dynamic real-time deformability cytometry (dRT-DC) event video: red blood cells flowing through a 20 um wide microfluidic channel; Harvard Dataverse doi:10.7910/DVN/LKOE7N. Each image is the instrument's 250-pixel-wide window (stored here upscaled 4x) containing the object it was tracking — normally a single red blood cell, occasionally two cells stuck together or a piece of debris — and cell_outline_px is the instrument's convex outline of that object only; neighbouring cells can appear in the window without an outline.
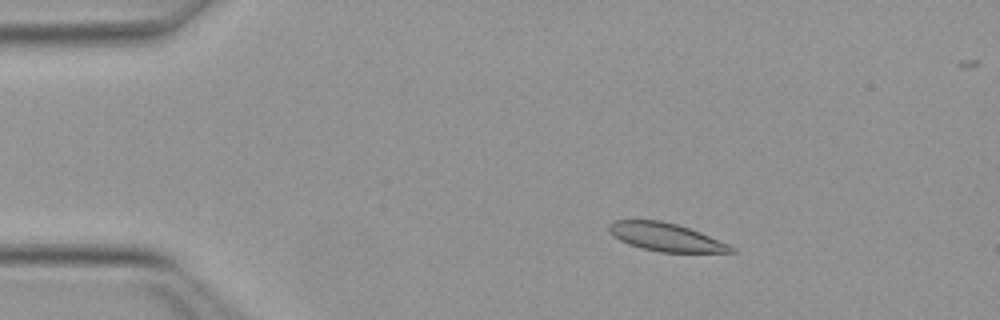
{"species": "Egyptian fruit bat (a non-hibernating species)", "species_latin": "Rousettus aegyptiacus", "temperature_condition": "warm", "stored_images_in_passage": 51, "camera_frame_rate_fps": 3000, "um_per_image_px": 0.085, "animal": {"sex": "female"}, "frame": {"image": 1, "passage_image": 9, "time_ms": 2.667, "image_size_px": [1000, 320], "cell_outline_px": [[736, 252], [660, 252], [640, 248], [628, 244], [612, 236], [608, 232], [608, 224], [612, 220], [660, 220], [676, 224], [700, 232], [728, 244], [736, 248]], "centroid_in_image_um": [56.54, 20.15], "position_along_channel_um": 28.5, "area_um2": 20.06}}
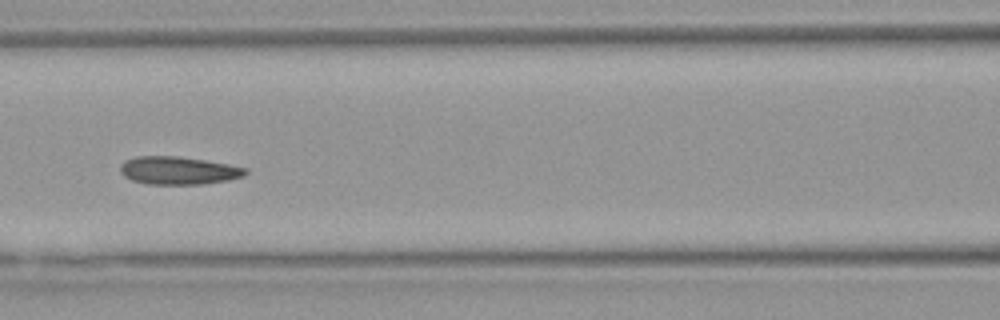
{"frame": {"image": 2, "passage_image": 23, "time_ms": 7.333, "image_size_px": [1000, 320], "cell_outline_px": [[248, 172], [244, 176], [228, 180], [204, 184], [148, 184], [132, 180], [124, 176], [120, 172], [120, 164], [124, 160], [136, 156], [180, 156], [228, 164], [248, 168]], "centroid_in_image_um": [15.16, 14.49], "position_along_channel_um": 151.4, "area_um2": 20.52}}
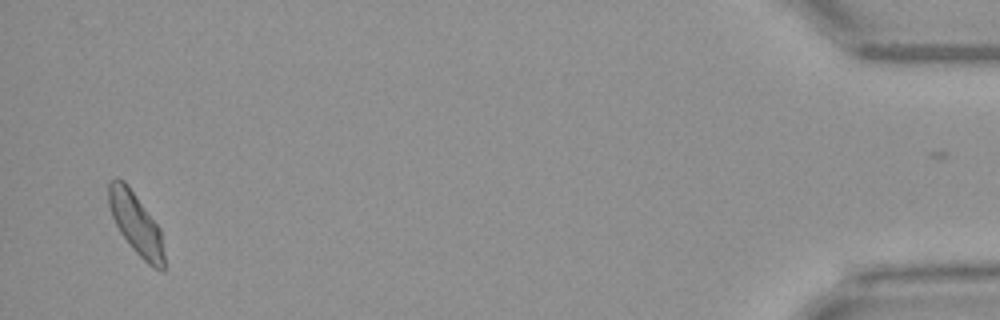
{"frame": {"image": 3, "passage_image": 50, "time_ms": 16.333, "image_size_px": [1000, 320], "cell_outline_px": [[164, 272], [160, 272], [152, 268], [132, 248], [120, 232], [112, 216], [108, 204], [108, 184], [116, 176], [124, 180], [128, 184], [160, 228], [164, 256]], "centroid_in_image_um": [11.56, 19.0], "position_along_channel_um": 423.6, "area_um2": 20.0}}